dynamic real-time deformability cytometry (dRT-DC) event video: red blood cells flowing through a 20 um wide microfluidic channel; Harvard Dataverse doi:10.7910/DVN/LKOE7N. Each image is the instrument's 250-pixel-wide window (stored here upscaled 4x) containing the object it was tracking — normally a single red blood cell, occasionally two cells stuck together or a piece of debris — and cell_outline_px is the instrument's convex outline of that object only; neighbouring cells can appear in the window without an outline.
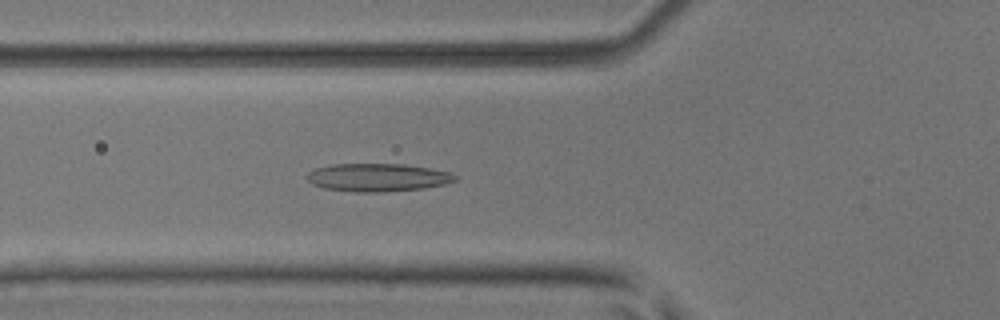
{"species": "common noctule bat (a hibernating species)", "species_latin": "Nyctalus noctula", "temperature_condition": "room temperature", "stored_images_in_passage": 37, "camera_frame_rate_fps": 3000, "um_per_image_px": 0.085, "animal": {"sex": "male", "body_mass_g": 17.9, "forearm_length_mm": 54.2}, "frame": {"image": 1, "passage_image": 5, "time_ms": 1.333, "image_size_px": [1000, 320], "cell_outline_px": [[460, 176], [456, 180], [444, 184], [424, 188], [380, 192], [356, 192], [324, 188], [312, 184], [304, 176], [308, 172], [316, 168], [332, 164], [404, 164], [428, 168], [448, 172]], "centroid_in_image_um": [32.08, 15.08], "position_along_channel_um": 93.7, "area_um2": 24.16}}
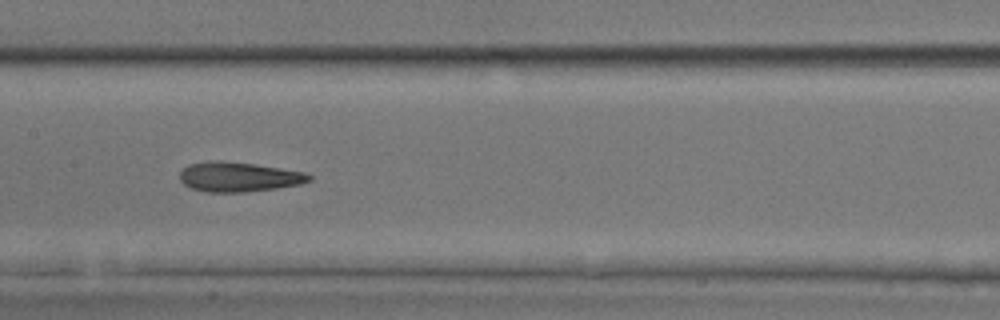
{"frame": {"image": 2, "passage_image": 12, "time_ms": 3.667, "image_size_px": [1000, 320], "cell_outline_px": [[312, 180], [300, 184], [276, 188], [244, 192], [204, 192], [192, 188], [184, 184], [180, 180], [180, 172], [188, 164], [208, 160], [220, 160], [256, 164], [304, 172], [312, 176]], "centroid_in_image_um": [20.27, 15.02], "position_along_channel_um": 187.1, "area_um2": 22.48}}
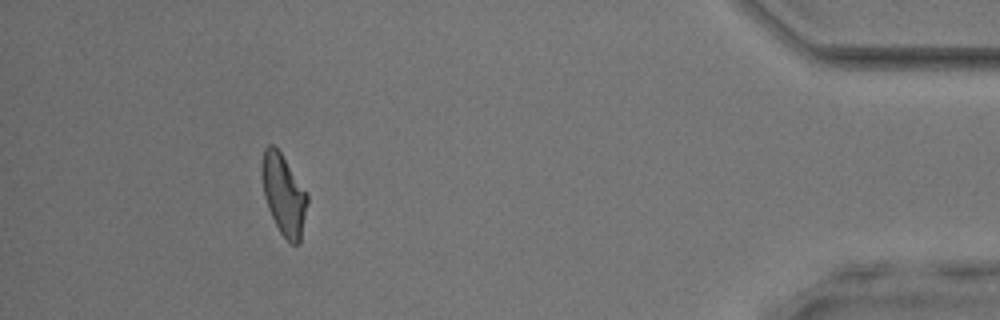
{"frame": {"image": 3, "passage_image": 33, "time_ms": 10.667, "image_size_px": [1000, 320], "cell_outline_px": [[308, 200], [300, 244], [292, 244], [280, 232], [268, 208], [264, 196], [260, 172], [260, 168], [264, 148], [268, 144], [272, 144], [280, 152], [308, 192]], "centroid_in_image_um": [24.11, 16.51], "position_along_channel_um": 411.1, "area_um2": 21.5}, "authors_computed_cell_mechanics": {"area_um2": 22.0796, "velocity_mm_per_s": 4.0, "shape_relaxation_time_tau1_ms": 8.9054, "shape_relaxation_time_tau2_ms": 2.5908, "deformation_change_tau1": 0.2129, "deformation_change_tau2": 0.1219}}